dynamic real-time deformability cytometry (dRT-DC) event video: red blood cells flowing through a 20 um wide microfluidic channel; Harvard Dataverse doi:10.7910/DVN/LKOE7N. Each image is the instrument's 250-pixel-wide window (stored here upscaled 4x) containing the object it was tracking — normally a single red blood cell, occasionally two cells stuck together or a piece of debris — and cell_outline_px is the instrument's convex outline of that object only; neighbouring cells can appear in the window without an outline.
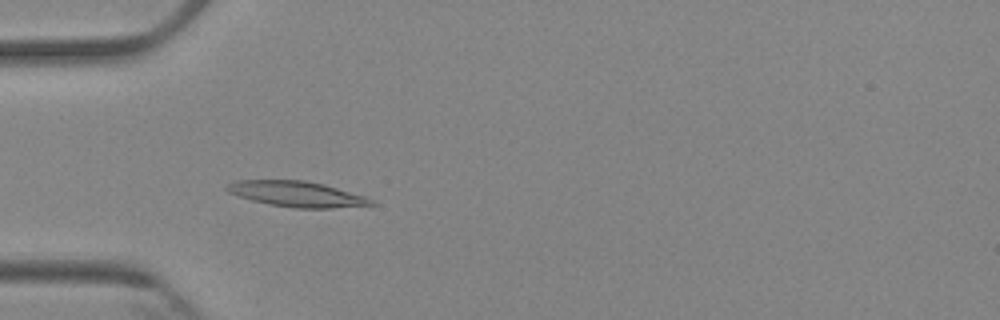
{"species": "Egyptian fruit bat (a non-hibernating species)", "species_latin": "Rousettus aegyptiacus", "temperature_condition": "cold", "stored_images_in_passage": 6, "camera_frame_rate_fps": 3000, "um_per_image_px": 0.085, "animal": {"sex": "female"}, "frame": {"image": 1, "passage_image": 5, "time_ms": 5.0, "image_size_px": [1000, 320], "cell_outline_px": [[376, 204], [332, 208], [292, 208], [268, 204], [252, 200], [228, 192], [224, 188], [228, 184], [236, 180], [304, 180], [324, 184], [364, 196], [372, 200]], "centroid_in_image_um": [25.19, 16.49], "position_along_channel_um": 59.8, "area_um2": 21.33}}
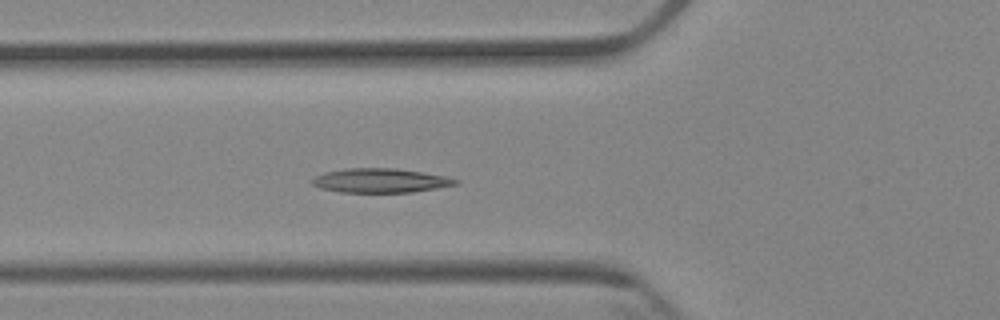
{"frame": {"image": 2, "passage_image": 6, "time_ms": 6.0, "image_size_px": [1000, 320], "cell_outline_px": [[460, 184], [412, 192], [340, 192], [320, 188], [312, 184], [308, 180], [324, 172], [344, 168], [396, 168], [448, 176], [460, 180]], "centroid_in_image_um": [32.34, 15.34], "position_along_channel_um": 93.5, "area_um2": 20.46}}